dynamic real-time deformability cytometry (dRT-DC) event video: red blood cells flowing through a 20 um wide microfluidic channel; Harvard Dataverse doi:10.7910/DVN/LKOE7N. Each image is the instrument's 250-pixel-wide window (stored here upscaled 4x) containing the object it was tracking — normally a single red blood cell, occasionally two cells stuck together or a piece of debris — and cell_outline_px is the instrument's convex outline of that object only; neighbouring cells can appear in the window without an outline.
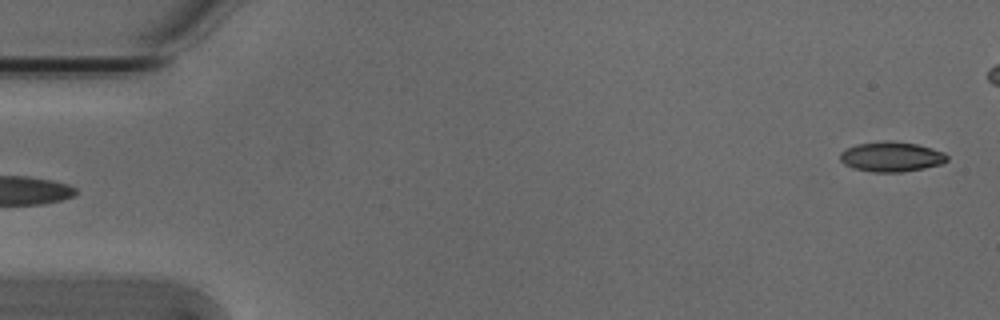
{"species": "Egyptian fruit bat (a non-hibernating species)", "species_latin": "Rousettus aegyptiacus", "temperature_condition": "cold", "stored_images_in_passage": 6, "segment_of_instrument_passage": [2, 2], "camera_frame_rate_fps": 3000, "um_per_image_px": 0.085, "animal": {"sex": "male"}, "frame": {"image": 1, "passage_image": 6, "time_ms": 1.667, "image_size_px": [1000, 320], "cell_outline_px": [[948, 160], [940, 164], [924, 168], [900, 172], [872, 172], [852, 168], [844, 164], [840, 160], [840, 152], [856, 144], [884, 140], [888, 140], [916, 144], [932, 148], [944, 152], [948, 156]], "centroid_in_image_um": [75.75, 13.32], "position_along_channel_um": 9.3, "area_um2": 18.73}}